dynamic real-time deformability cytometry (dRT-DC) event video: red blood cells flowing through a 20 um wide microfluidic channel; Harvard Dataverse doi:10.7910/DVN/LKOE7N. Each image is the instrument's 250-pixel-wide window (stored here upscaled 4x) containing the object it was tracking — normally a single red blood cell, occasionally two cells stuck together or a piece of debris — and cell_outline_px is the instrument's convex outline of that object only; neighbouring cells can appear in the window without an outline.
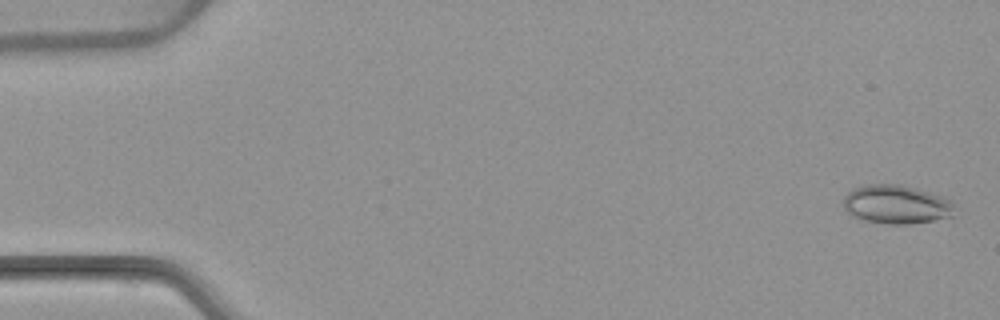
{"species": "common noctule bat (a hibernating species)", "species_latin": "Nyctalus noctula", "temperature_condition": "warm", "stored_images_in_passage": 6, "camera_frame_rate_fps": 3000, "um_per_image_px": 0.085, "animal": {"sex": "female", "body_mass_g": 22.7, "forearm_length_mm": 54.2}, "frame": {"image": 1, "passage_image": 1, "time_ms": 0.0, "image_size_px": [1000, 320], "cell_outline_px": [[952, 216], [932, 220], [908, 224], [888, 224], [868, 220], [852, 216], [844, 208], [844, 196], [852, 188], [864, 184], [900, 184], [916, 188], [940, 196], [948, 200], [952, 204]], "centroid_in_image_um": [76.12, 17.36], "position_along_channel_um": 8.9, "area_um2": 24.74}}
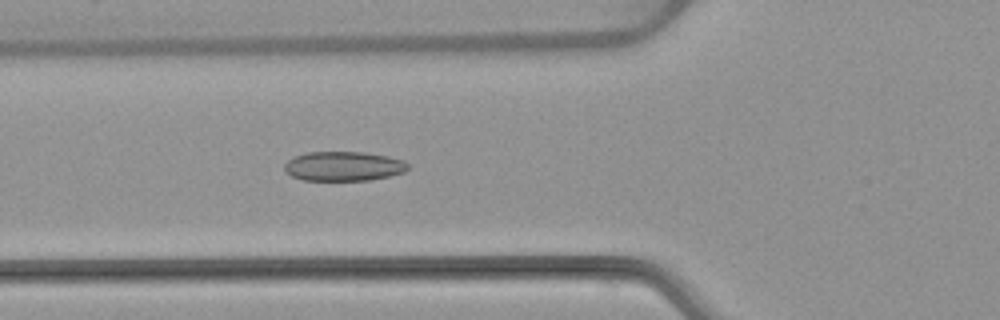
{"frame": {"image": 2, "passage_image": 6, "time_ms": 6.0, "image_size_px": [1000, 320], "cell_outline_px": [[408, 168], [404, 172], [388, 176], [368, 180], [304, 180], [292, 176], [284, 172], [284, 164], [292, 156], [308, 152], [364, 152], [388, 156], [404, 160], [408, 164]], "centroid_in_image_um": [29.17, 14.12], "position_along_channel_um": 96.6, "area_um2": 21.27}}